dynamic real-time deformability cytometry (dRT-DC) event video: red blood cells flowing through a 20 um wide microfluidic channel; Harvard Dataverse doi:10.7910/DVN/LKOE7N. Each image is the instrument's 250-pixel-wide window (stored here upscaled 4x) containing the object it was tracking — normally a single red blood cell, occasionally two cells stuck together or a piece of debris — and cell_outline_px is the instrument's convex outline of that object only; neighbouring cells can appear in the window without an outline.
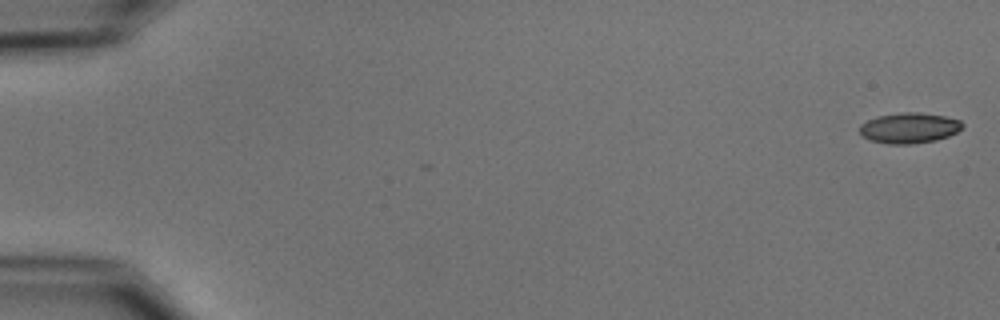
{"species": "common noctule bat (a hibernating species)", "species_latin": "Nyctalus noctula", "temperature_condition": "cold", "stored_images_in_passage": 6, "camera_frame_rate_fps": 3000, "um_per_image_px": 0.085, "animal": {"sex": "male", "body_mass_g": 15.6}, "frame": {"image": 1, "passage_image": 1, "time_ms": 0.0, "image_size_px": [1000, 320], "cell_outline_px": [[964, 128], [948, 136], [936, 140], [912, 144], [888, 144], [872, 140], [864, 136], [860, 132], [860, 124], [876, 116], [904, 112], [920, 112], [944, 116], [960, 120], [964, 124]], "centroid_in_image_um": [77.31, 10.87], "position_along_channel_um": 7.7, "area_um2": 18.26}}
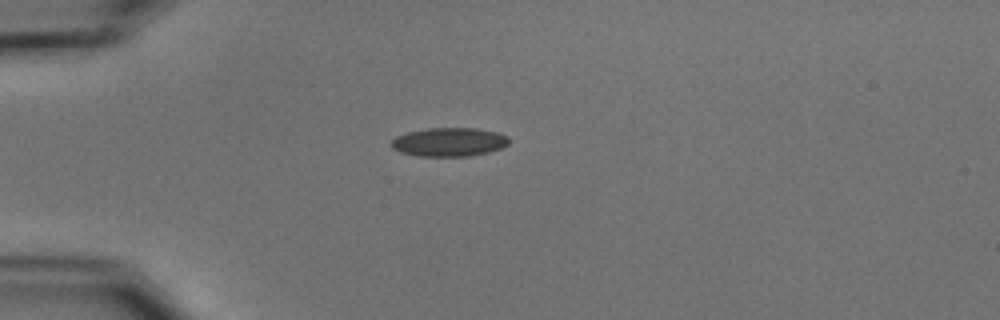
{"frame": {"image": 2, "passage_image": 5, "time_ms": 4.667, "image_size_px": [1000, 320], "cell_outline_px": [[508, 144], [500, 148], [488, 152], [468, 156], [420, 156], [400, 152], [392, 148], [388, 144], [396, 136], [408, 132], [428, 128], [476, 128], [496, 132], [508, 136]], "centroid_in_image_um": [38.14, 12.07], "position_along_channel_um": 46.9, "area_um2": 19.65}}